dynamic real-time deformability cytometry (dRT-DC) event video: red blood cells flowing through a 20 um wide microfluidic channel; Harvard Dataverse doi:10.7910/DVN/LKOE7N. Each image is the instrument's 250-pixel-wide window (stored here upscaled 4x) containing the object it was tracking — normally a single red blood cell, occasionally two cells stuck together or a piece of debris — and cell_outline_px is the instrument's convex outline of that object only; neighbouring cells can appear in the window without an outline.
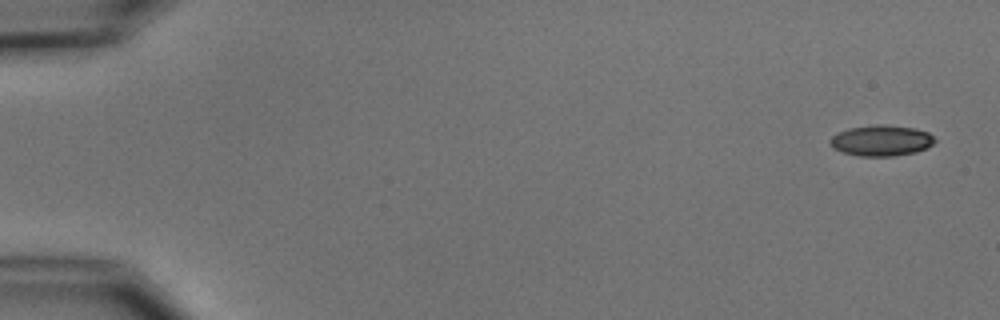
{"species": "common noctule bat (a hibernating species)", "species_latin": "Nyctalus noctula", "temperature_condition": "cold", "stored_images_in_passage": 5, "camera_frame_rate_fps": 3000, "um_per_image_px": 0.085, "animal": {"sex": "male", "body_mass_g": 15.6}, "frame": {"image": 1, "passage_image": 1, "time_ms": 0.0, "image_size_px": [1000, 320], "cell_outline_px": [[936, 140], [932, 144], [916, 152], [892, 156], [860, 156], [844, 152], [832, 148], [828, 140], [836, 132], [848, 128], [876, 124], [884, 124], [916, 128], [928, 132]], "centroid_in_image_um": [74.87, 11.93], "position_along_channel_um": 10.1, "area_um2": 18.9}}
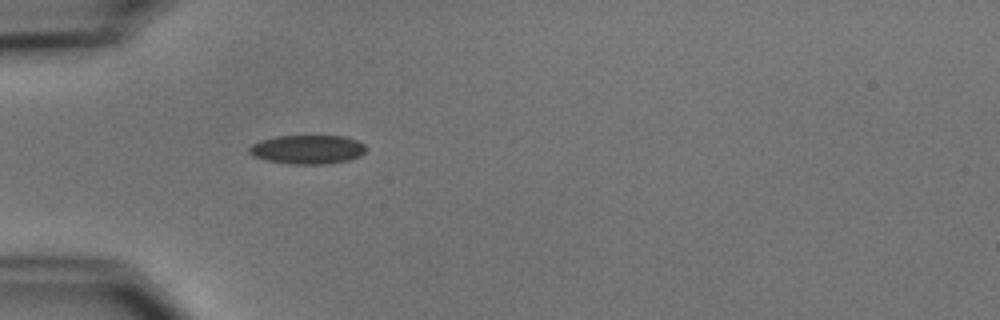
{"frame": {"image": 2, "passage_image": 5, "time_ms": 5.0, "image_size_px": [1000, 320], "cell_outline_px": [[368, 148], [360, 156], [348, 160], [328, 164], [288, 164], [268, 160], [252, 156], [248, 152], [248, 148], [252, 144], [260, 140], [276, 136], [344, 136], [356, 140], [364, 144]], "centroid_in_image_um": [26.14, 12.7], "position_along_channel_um": 58.9, "area_um2": 19.83}}